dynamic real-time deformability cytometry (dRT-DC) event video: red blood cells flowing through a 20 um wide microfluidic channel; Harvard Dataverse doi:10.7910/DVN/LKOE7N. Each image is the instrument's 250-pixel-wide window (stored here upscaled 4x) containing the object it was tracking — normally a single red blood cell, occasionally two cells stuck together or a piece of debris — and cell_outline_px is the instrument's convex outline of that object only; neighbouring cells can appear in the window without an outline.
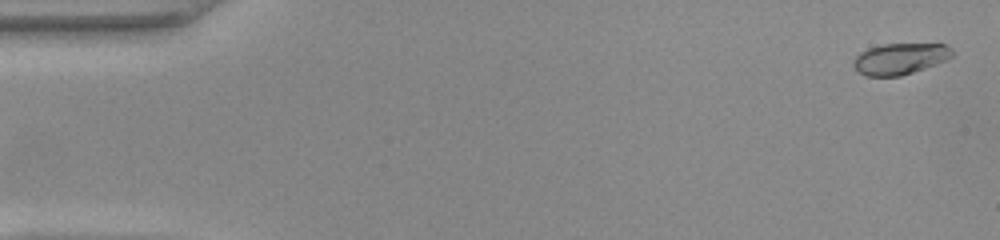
{"species": "common noctule bat (a hibernating species)", "species_latin": "Nyctalus noctula", "temperature_condition": "warm", "stored_images_in_passage": 52, "camera_frame_rate_fps": 3000, "um_per_image_px": 0.085, "animal": {"sex": "female", "body_mass_g": 22.0, "forearm_length_mm": 56.7}, "frame": {"image": 1, "passage_image": 2, "time_ms": 0.333, "image_size_px": [1000, 240], "cell_outline_px": [[952, 56], [948, 60], [900, 76], [864, 76], [852, 64], [856, 56], [860, 52], [868, 48], [880, 44], [948, 44], [952, 48]], "centroid_in_image_um": [76.51, 4.98], "position_along_channel_um": 8.5, "area_um2": 17.98}}
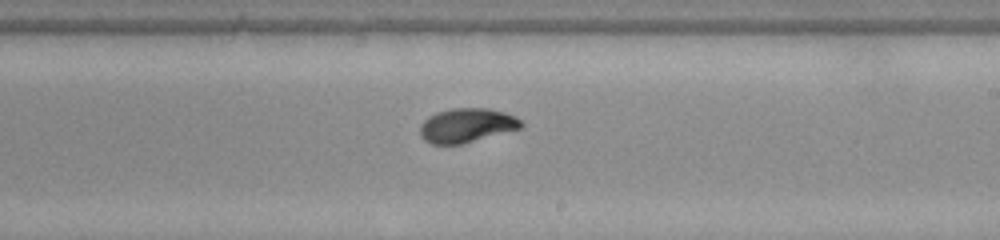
{"frame": {"image": 2, "passage_image": 31, "time_ms": 10.0, "image_size_px": [1000, 240], "cell_outline_px": [[524, 124], [520, 128], [460, 144], [432, 144], [424, 140], [420, 136], [420, 124], [428, 116], [436, 112], [452, 108], [488, 108], [504, 112], [516, 116]], "centroid_in_image_um": [39.64, 10.64], "position_along_channel_um": 249.4, "area_um2": 20.06}}
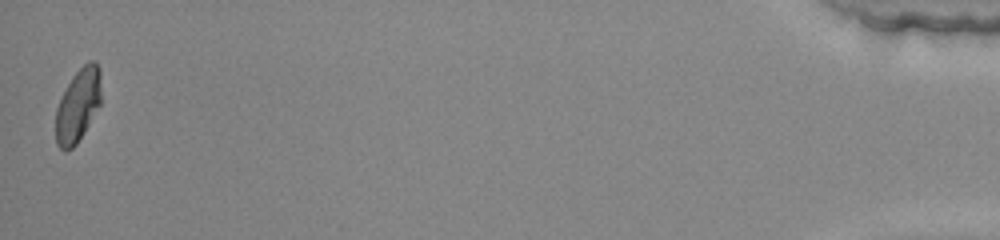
{"frame": {"image": 3, "passage_image": 52, "time_ms": 17.0, "image_size_px": [1000, 240], "cell_outline_px": [[100, 104], [84, 132], [76, 144], [72, 148], [64, 152], [56, 144], [56, 108], [72, 76], [88, 60], [92, 60], [100, 68]], "centroid_in_image_um": [6.62, 8.96], "position_along_channel_um": 428.6, "area_um2": 19.13}, "authors_computed_cell_mechanics": {"area_um2": 19.7676, "velocity_mm_per_s": 3.9451, "shape_relaxation_time_tau1_ms": 3.6522, "shape_relaxation_time_tau2_ms": 0.9743, "deformation_change_tau1": 0.1664, "deformation_change_tau2": 0.0383}}